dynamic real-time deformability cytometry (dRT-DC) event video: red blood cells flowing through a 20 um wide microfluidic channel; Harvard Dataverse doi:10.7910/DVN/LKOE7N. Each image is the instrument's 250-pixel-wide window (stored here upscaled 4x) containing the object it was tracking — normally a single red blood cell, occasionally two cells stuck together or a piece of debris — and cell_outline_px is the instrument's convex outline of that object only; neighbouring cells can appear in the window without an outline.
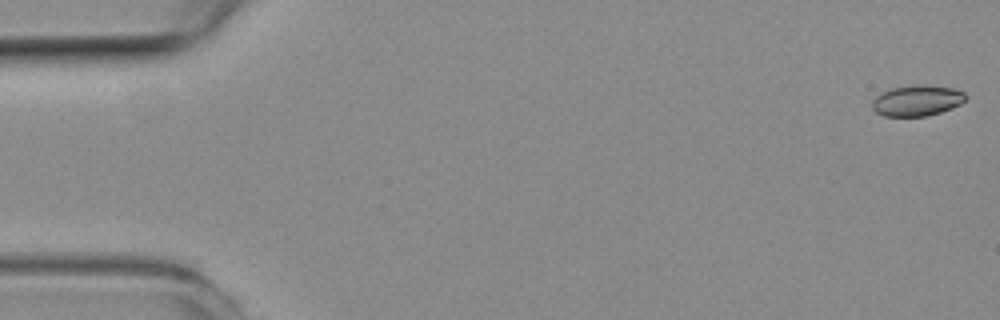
{"species": "common noctule bat (a hibernating species)", "species_latin": "Nyctalus noctula", "temperature_condition": "room temperature", "stored_images_in_passage": 50, "camera_frame_rate_fps": 3000, "um_per_image_px": 0.085, "animal": {"sex": "female", "body_mass_g": 19.3, "forearm_length_mm": 54.1}, "frame": {"image": 1, "passage_image": 1, "time_ms": 0.0, "image_size_px": [1000, 320], "cell_outline_px": [[968, 96], [960, 104], [952, 108], [928, 116], [884, 116], [876, 112], [872, 108], [872, 100], [876, 96], [892, 88], [916, 84], [952, 88], [964, 92]], "centroid_in_image_um": [77.95, 8.55], "position_along_channel_um": 7.1, "area_um2": 16.7}}